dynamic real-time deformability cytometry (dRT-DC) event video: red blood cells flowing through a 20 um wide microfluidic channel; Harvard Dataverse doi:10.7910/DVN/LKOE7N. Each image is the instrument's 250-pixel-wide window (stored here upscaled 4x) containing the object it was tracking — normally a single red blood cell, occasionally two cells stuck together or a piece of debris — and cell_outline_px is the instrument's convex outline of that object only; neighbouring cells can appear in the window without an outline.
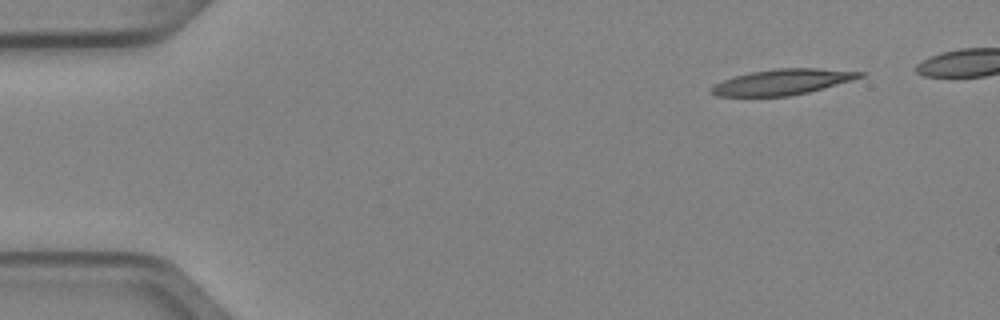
{"species": "Egyptian fruit bat (a non-hibernating species)", "species_latin": "Rousettus aegyptiacus", "temperature_condition": "cold", "stored_images_in_passage": 4, "camera_frame_rate_fps": 3000, "um_per_image_px": 0.085, "animal": {"sex": "female"}, "frame": {"image": 1, "passage_image": 4, "time_ms": 1.0, "image_size_px": [1000, 320], "cell_outline_px": [[864, 76], [852, 80], [824, 88], [808, 92], [788, 96], [716, 96], [712, 92], [712, 88], [716, 84], [724, 80], [736, 76], [752, 72], [776, 68], [816, 68], [864, 72]], "centroid_in_image_um": [66.55, 6.96], "position_along_channel_um": 18.5, "area_um2": 21.79}}